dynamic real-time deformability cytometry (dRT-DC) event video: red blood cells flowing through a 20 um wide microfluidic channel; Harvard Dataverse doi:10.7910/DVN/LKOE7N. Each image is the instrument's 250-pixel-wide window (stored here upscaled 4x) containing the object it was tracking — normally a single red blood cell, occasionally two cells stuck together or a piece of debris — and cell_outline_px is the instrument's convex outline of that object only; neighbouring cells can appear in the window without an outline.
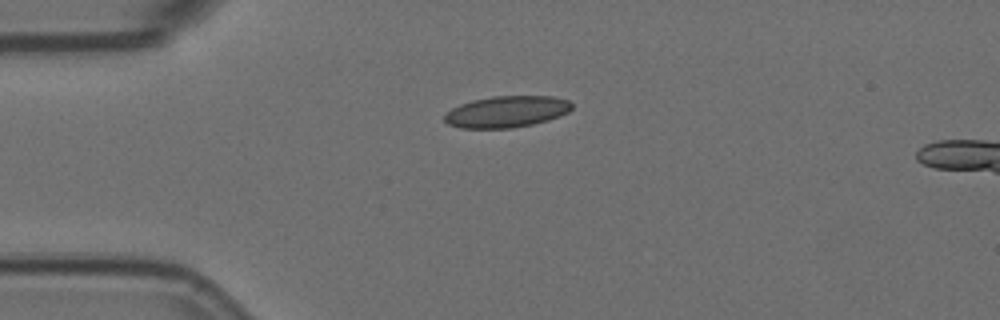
{"species": "Egyptian fruit bat (a non-hibernating species)", "species_latin": "Rousettus aegyptiacus", "temperature_condition": "room temperature", "stored_images_in_passage": 40, "camera_frame_rate_fps": 3000, "um_per_image_px": 0.085, "animal": {"sex": "female"}, "frame": {"image": 1, "passage_image": 1, "time_ms": 0.0, "image_size_px": [1000, 320], "cell_outline_px": [[572, 108], [568, 112], [560, 116], [548, 120], [532, 124], [512, 128], [460, 128], [448, 124], [444, 120], [444, 112], [460, 104], [472, 100], [492, 96], [552, 96], [568, 100], [572, 104]], "centroid_in_image_um": [43.04, 9.49], "position_along_channel_um": 42.0, "area_um2": 23.47}}
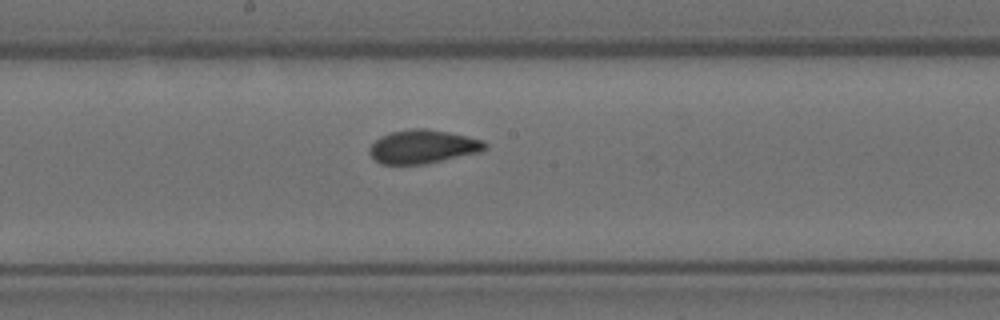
{"frame": {"image": 2, "passage_image": 17, "time_ms": 5.333, "image_size_px": [1000, 320], "cell_outline_px": [[488, 148], [480, 152], [424, 164], [380, 164], [368, 152], [368, 148], [380, 136], [392, 132], [412, 128], [424, 128], [448, 132], [484, 140], [488, 144]], "centroid_in_image_um": [35.96, 12.46], "position_along_channel_um": 212.2, "area_um2": 22.6}}
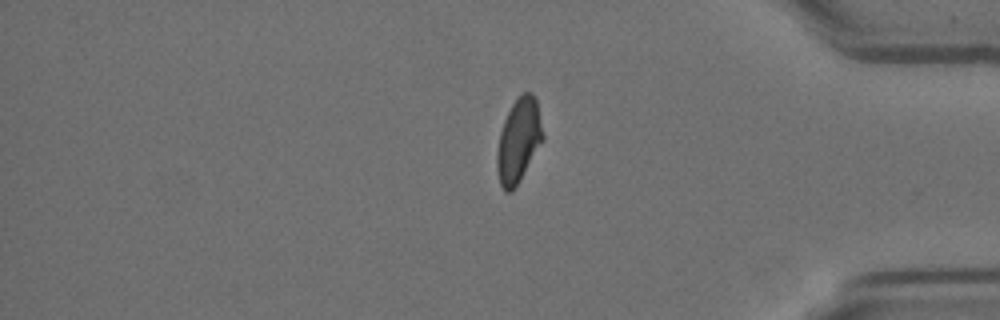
{"frame": {"image": 3, "passage_image": 34, "time_ms": 11.0, "image_size_px": [1000, 320], "cell_outline_px": [[544, 140], [520, 180], [512, 192], [504, 192], [500, 184], [496, 168], [496, 152], [500, 132], [504, 120], [512, 104], [524, 92], [532, 92], [536, 100], [544, 136]], "centroid_in_image_um": [44.07, 11.99], "position_along_channel_um": 391.1, "area_um2": 22.48}, "authors_computed_cell_mechanics": {"area_um2": 22.5998, "velocity_mm_per_s": 3.603, "shape_relaxation_time_tau1_ms": 5.4529, "shape_relaxation_time_tau2_ms": 0.9114, "deformation_change_tau1": 0.138, "deformation_change_tau2": 0.0575}}